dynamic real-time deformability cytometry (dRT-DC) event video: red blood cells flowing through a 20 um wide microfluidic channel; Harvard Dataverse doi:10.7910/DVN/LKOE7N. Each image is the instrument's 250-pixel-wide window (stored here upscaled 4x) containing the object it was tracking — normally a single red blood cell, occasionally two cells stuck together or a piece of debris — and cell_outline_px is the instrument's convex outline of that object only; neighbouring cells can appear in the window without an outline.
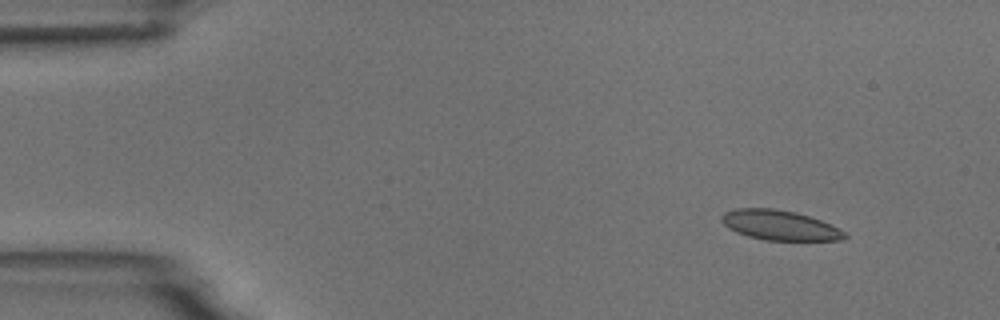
{"species": "common noctule bat (a hibernating species)", "species_latin": "Nyctalus noctula", "temperature_condition": "room temperature", "stored_images_in_passage": 5, "camera_frame_rate_fps": 3000, "um_per_image_px": 0.085, "animal": {"sex": "male", "body_mass_g": 18.8}, "frame": {"image": 1, "passage_image": 1, "time_ms": 0.0, "image_size_px": [1000, 320], "cell_outline_px": [[848, 236], [844, 240], [764, 240], [748, 236], [736, 232], [728, 228], [720, 220], [720, 216], [724, 212], [736, 208], [772, 208], [796, 212], [820, 220], [848, 232]], "centroid_in_image_um": [66.27, 19.14], "position_along_channel_um": 18.7, "area_um2": 21.56}}
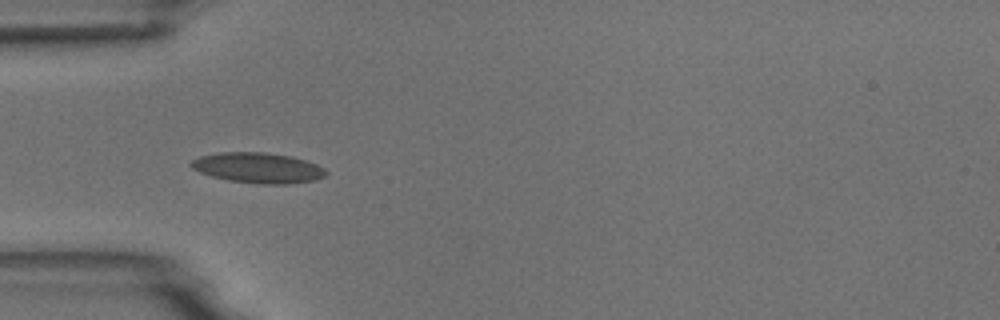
{"frame": {"image": 2, "passage_image": 4, "time_ms": 3.667, "image_size_px": [1000, 320], "cell_outline_px": [[328, 172], [324, 176], [316, 180], [288, 184], [260, 184], [228, 180], [212, 176], [200, 172], [192, 168], [188, 164], [192, 160], [200, 156], [220, 152], [264, 152], [292, 156], [316, 164], [324, 168]], "centroid_in_image_um": [21.93, 14.26], "position_along_channel_um": 63.1, "area_um2": 23.93}}